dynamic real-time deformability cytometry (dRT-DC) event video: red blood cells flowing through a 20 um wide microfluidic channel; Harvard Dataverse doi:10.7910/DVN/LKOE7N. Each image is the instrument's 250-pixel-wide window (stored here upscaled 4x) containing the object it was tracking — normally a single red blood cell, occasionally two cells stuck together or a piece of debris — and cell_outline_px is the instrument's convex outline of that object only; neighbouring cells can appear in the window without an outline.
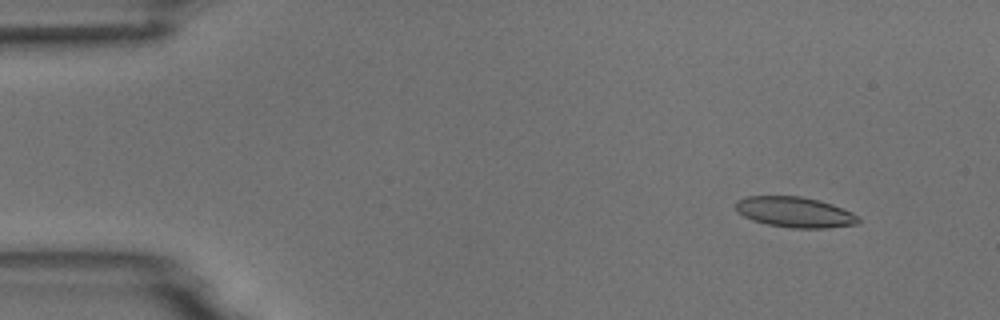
{"species": "common noctule bat (a hibernating species)", "species_latin": "Nyctalus noctula", "temperature_condition": "room temperature", "stored_images_in_passage": 6, "segment_of_instrument_passage": [1, 2], "camera_frame_rate_fps": 3000, "um_per_image_px": 0.085, "animal": {"sex": "male", "body_mass_g": 18.8}, "frame": {"image": 1, "passage_image": 2, "time_ms": 1.0, "image_size_px": [1000, 320], "cell_outline_px": [[860, 220], [856, 224], [828, 228], [792, 228], [768, 224], [752, 220], [736, 212], [736, 200], [748, 196], [800, 196], [820, 200], [832, 204], [852, 212], [860, 216]], "centroid_in_image_um": [67.57, 18.03], "position_along_channel_um": 17.4, "area_um2": 21.91}}
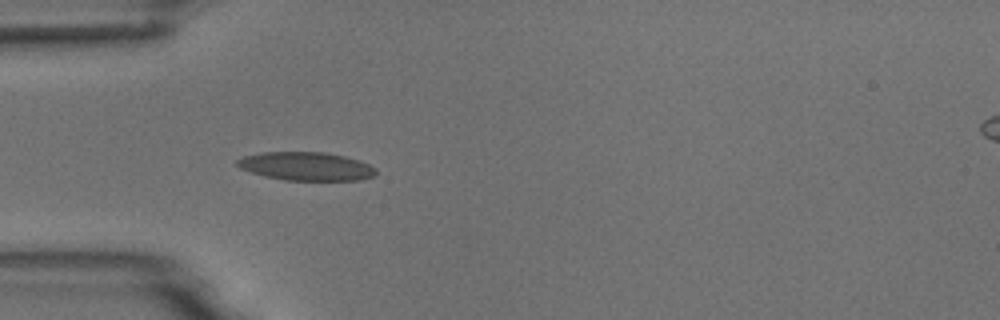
{"frame": {"image": 2, "passage_image": 5, "time_ms": 4.667, "image_size_px": [1000, 320], "cell_outline_px": [[376, 172], [372, 176], [360, 180], [284, 180], [264, 176], [240, 168], [236, 164], [236, 160], [244, 156], [264, 152], [324, 152], [344, 156], [360, 160], [376, 168]], "centroid_in_image_um": [26.02, 14.13], "position_along_channel_um": 59.0, "area_um2": 22.89}}